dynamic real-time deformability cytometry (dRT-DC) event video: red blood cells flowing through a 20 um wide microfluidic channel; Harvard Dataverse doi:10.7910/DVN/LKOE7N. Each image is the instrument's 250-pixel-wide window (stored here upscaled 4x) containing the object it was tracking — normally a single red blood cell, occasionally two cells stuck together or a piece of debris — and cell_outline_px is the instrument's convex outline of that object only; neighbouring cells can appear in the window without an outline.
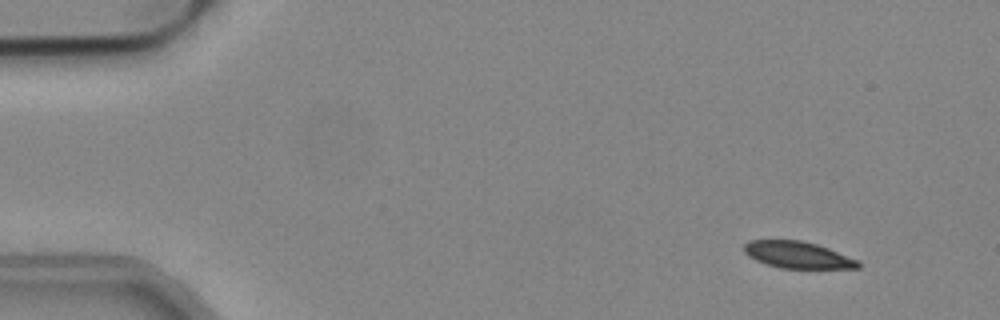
{"species": "common noctule bat (a hibernating species)", "species_latin": "Nyctalus noctula", "temperature_condition": "cold", "stored_images_in_passage": 51, "camera_frame_rate_fps": 3000, "um_per_image_px": 0.085, "animal": {"sex": "male", "body_mass_g": 19.2, "forearm_length_mm": 51.8}, "frame": {"image": 1, "passage_image": 2, "time_ms": 0.333, "image_size_px": [1000, 320], "cell_outline_px": [[860, 268], [780, 268], [756, 260], [748, 256], [744, 252], [744, 244], [748, 240], [800, 240], [816, 244], [828, 248], [860, 260]], "centroid_in_image_um": [67.81, 21.66], "position_along_channel_um": 17.2, "area_um2": 17.74}}
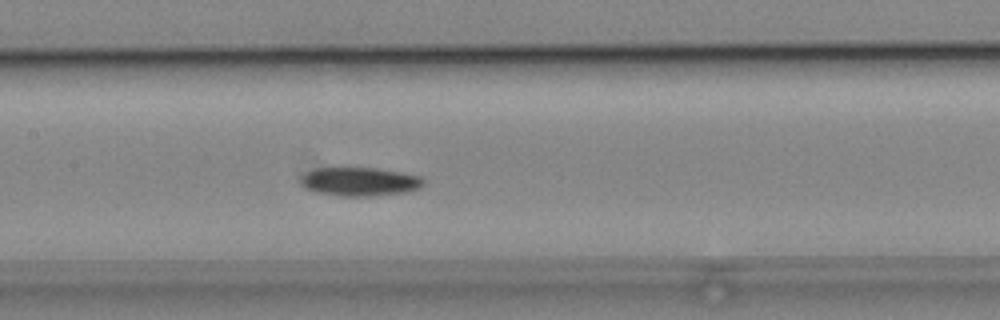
{"frame": {"image": 2, "passage_image": 23, "time_ms": 7.333, "image_size_px": [1000, 320], "cell_outline_px": [[424, 184], [420, 188], [408, 192], [368, 196], [340, 196], [316, 192], [304, 188], [300, 184], [300, 176], [304, 172], [312, 168], [376, 168], [400, 172], [420, 176], [424, 180]], "centroid_in_image_um": [30.53, 15.44], "position_along_channel_um": 176.9, "area_um2": 20.75}}
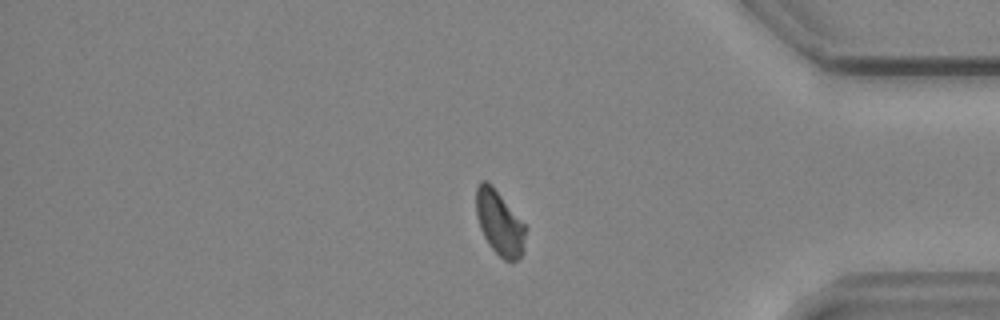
{"frame": {"image": 3, "passage_image": 42, "time_ms": 13.667, "image_size_px": [1000, 320], "cell_outline_px": [[524, 252], [516, 260], [504, 260], [488, 244], [480, 228], [476, 216], [476, 188], [480, 180], [484, 180], [500, 196], [524, 224]], "centroid_in_image_um": [42.42, 18.98], "position_along_channel_um": 392.8, "area_um2": 17.86}, "authors_computed_cell_mechanics": {"area_um2": 19.652, "velocity_mm_per_s": 3.8103, "shape_relaxation_time_tau1_ms": 6.5765, "shape_relaxation_time_tau2_ms": null, "deformation_change_tau1": 0.1295, "deformation_change_tau2": null}}